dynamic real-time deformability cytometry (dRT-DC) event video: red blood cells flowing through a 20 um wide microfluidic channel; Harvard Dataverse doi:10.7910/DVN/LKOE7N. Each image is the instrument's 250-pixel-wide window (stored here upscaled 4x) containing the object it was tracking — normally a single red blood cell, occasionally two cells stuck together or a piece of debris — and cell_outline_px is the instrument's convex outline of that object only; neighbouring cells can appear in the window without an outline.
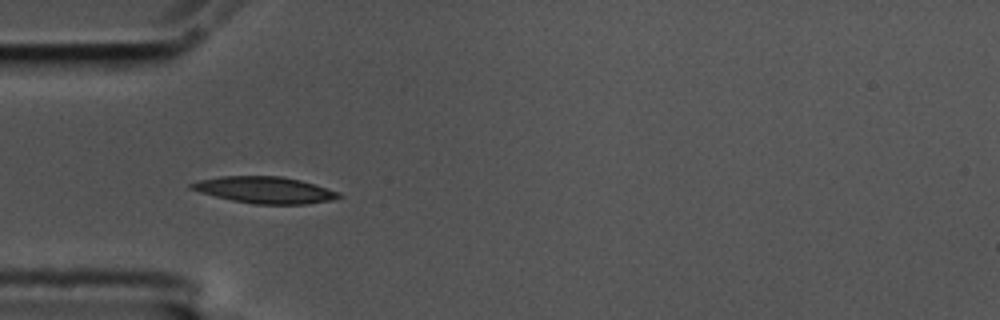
{"species": "common noctule bat (a hibernating species)", "species_latin": "Nyctalus noctula", "temperature_condition": "cold", "stored_images_in_passage": 5, "camera_frame_rate_fps": 3000, "um_per_image_px": 0.085, "animal": {"sex": "male", "body_mass_g": 17.5, "forearm_length_mm": 52.3}, "frame": {"image": 1, "passage_image": 4, "time_ms": 1.0, "image_size_px": [1000, 320], "cell_outline_px": [[344, 196], [332, 200], [304, 204], [256, 204], [232, 200], [200, 192], [188, 188], [188, 184], [200, 180], [220, 176], [280, 176], [300, 180], [316, 184], [340, 192]], "centroid_in_image_um": [22.53, 16.14], "position_along_channel_um": 62.5, "area_um2": 22.83}}